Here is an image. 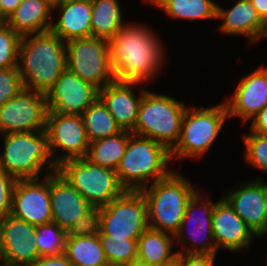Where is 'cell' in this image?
Wrapping results in <instances>:
<instances>
[{"label": "cell", "mask_w": 267, "mask_h": 266, "mask_svg": "<svg viewBox=\"0 0 267 266\" xmlns=\"http://www.w3.org/2000/svg\"><path fill=\"white\" fill-rule=\"evenodd\" d=\"M21 36L0 22V70L17 66Z\"/></svg>", "instance_id": "cell-34"}, {"label": "cell", "mask_w": 267, "mask_h": 266, "mask_svg": "<svg viewBox=\"0 0 267 266\" xmlns=\"http://www.w3.org/2000/svg\"><path fill=\"white\" fill-rule=\"evenodd\" d=\"M17 67L24 89L46 95L67 68L66 42L51 30L23 36Z\"/></svg>", "instance_id": "cell-2"}, {"label": "cell", "mask_w": 267, "mask_h": 266, "mask_svg": "<svg viewBox=\"0 0 267 266\" xmlns=\"http://www.w3.org/2000/svg\"><path fill=\"white\" fill-rule=\"evenodd\" d=\"M48 2H50L52 5H55L59 0H47Z\"/></svg>", "instance_id": "cell-46"}, {"label": "cell", "mask_w": 267, "mask_h": 266, "mask_svg": "<svg viewBox=\"0 0 267 266\" xmlns=\"http://www.w3.org/2000/svg\"><path fill=\"white\" fill-rule=\"evenodd\" d=\"M10 214L35 226L52 222L50 174L40 179L16 180Z\"/></svg>", "instance_id": "cell-17"}, {"label": "cell", "mask_w": 267, "mask_h": 266, "mask_svg": "<svg viewBox=\"0 0 267 266\" xmlns=\"http://www.w3.org/2000/svg\"><path fill=\"white\" fill-rule=\"evenodd\" d=\"M181 172L178 168L141 190L147 204L149 228L173 235L178 231L189 199L200 188Z\"/></svg>", "instance_id": "cell-6"}, {"label": "cell", "mask_w": 267, "mask_h": 266, "mask_svg": "<svg viewBox=\"0 0 267 266\" xmlns=\"http://www.w3.org/2000/svg\"><path fill=\"white\" fill-rule=\"evenodd\" d=\"M0 139V170L16 180L40 179L58 170L45 130L2 134Z\"/></svg>", "instance_id": "cell-3"}, {"label": "cell", "mask_w": 267, "mask_h": 266, "mask_svg": "<svg viewBox=\"0 0 267 266\" xmlns=\"http://www.w3.org/2000/svg\"><path fill=\"white\" fill-rule=\"evenodd\" d=\"M100 233V208L92 207L67 232L66 236H95Z\"/></svg>", "instance_id": "cell-36"}, {"label": "cell", "mask_w": 267, "mask_h": 266, "mask_svg": "<svg viewBox=\"0 0 267 266\" xmlns=\"http://www.w3.org/2000/svg\"><path fill=\"white\" fill-rule=\"evenodd\" d=\"M245 180L223 189L221 196L256 236L266 234L267 181L255 177Z\"/></svg>", "instance_id": "cell-14"}, {"label": "cell", "mask_w": 267, "mask_h": 266, "mask_svg": "<svg viewBox=\"0 0 267 266\" xmlns=\"http://www.w3.org/2000/svg\"><path fill=\"white\" fill-rule=\"evenodd\" d=\"M36 226L11 214L0 219V262L3 266H31L39 257Z\"/></svg>", "instance_id": "cell-16"}, {"label": "cell", "mask_w": 267, "mask_h": 266, "mask_svg": "<svg viewBox=\"0 0 267 266\" xmlns=\"http://www.w3.org/2000/svg\"><path fill=\"white\" fill-rule=\"evenodd\" d=\"M148 89L149 86L141 83L115 80L99 90V99L115 118L121 130L133 132L139 104Z\"/></svg>", "instance_id": "cell-21"}, {"label": "cell", "mask_w": 267, "mask_h": 266, "mask_svg": "<svg viewBox=\"0 0 267 266\" xmlns=\"http://www.w3.org/2000/svg\"><path fill=\"white\" fill-rule=\"evenodd\" d=\"M173 96L148 89L139 104L132 134L150 138L171 151L179 141L182 120L188 106L185 101Z\"/></svg>", "instance_id": "cell-7"}, {"label": "cell", "mask_w": 267, "mask_h": 266, "mask_svg": "<svg viewBox=\"0 0 267 266\" xmlns=\"http://www.w3.org/2000/svg\"><path fill=\"white\" fill-rule=\"evenodd\" d=\"M131 134L132 132L122 130L115 135L90 142L85 158L98 166L116 170Z\"/></svg>", "instance_id": "cell-28"}, {"label": "cell", "mask_w": 267, "mask_h": 266, "mask_svg": "<svg viewBox=\"0 0 267 266\" xmlns=\"http://www.w3.org/2000/svg\"><path fill=\"white\" fill-rule=\"evenodd\" d=\"M121 2L123 0H91L92 36L108 41L129 21Z\"/></svg>", "instance_id": "cell-26"}, {"label": "cell", "mask_w": 267, "mask_h": 266, "mask_svg": "<svg viewBox=\"0 0 267 266\" xmlns=\"http://www.w3.org/2000/svg\"><path fill=\"white\" fill-rule=\"evenodd\" d=\"M67 68L99 90L115 81L108 41L94 36L66 42Z\"/></svg>", "instance_id": "cell-10"}, {"label": "cell", "mask_w": 267, "mask_h": 266, "mask_svg": "<svg viewBox=\"0 0 267 266\" xmlns=\"http://www.w3.org/2000/svg\"><path fill=\"white\" fill-rule=\"evenodd\" d=\"M93 207H104L126 190L116 170L91 163L85 157L62 162L57 170Z\"/></svg>", "instance_id": "cell-8"}, {"label": "cell", "mask_w": 267, "mask_h": 266, "mask_svg": "<svg viewBox=\"0 0 267 266\" xmlns=\"http://www.w3.org/2000/svg\"><path fill=\"white\" fill-rule=\"evenodd\" d=\"M217 255L181 253V266H216Z\"/></svg>", "instance_id": "cell-38"}, {"label": "cell", "mask_w": 267, "mask_h": 266, "mask_svg": "<svg viewBox=\"0 0 267 266\" xmlns=\"http://www.w3.org/2000/svg\"><path fill=\"white\" fill-rule=\"evenodd\" d=\"M52 222L66 233L93 206L58 172L50 174Z\"/></svg>", "instance_id": "cell-22"}, {"label": "cell", "mask_w": 267, "mask_h": 266, "mask_svg": "<svg viewBox=\"0 0 267 266\" xmlns=\"http://www.w3.org/2000/svg\"><path fill=\"white\" fill-rule=\"evenodd\" d=\"M165 14L170 20H181L192 23L197 21L216 20V0H141ZM157 8V9H156Z\"/></svg>", "instance_id": "cell-25"}, {"label": "cell", "mask_w": 267, "mask_h": 266, "mask_svg": "<svg viewBox=\"0 0 267 266\" xmlns=\"http://www.w3.org/2000/svg\"><path fill=\"white\" fill-rule=\"evenodd\" d=\"M233 93L222 98L227 107L229 120L235 117L240 123H247L265 106H267V66L258 67L244 74L237 82Z\"/></svg>", "instance_id": "cell-15"}, {"label": "cell", "mask_w": 267, "mask_h": 266, "mask_svg": "<svg viewBox=\"0 0 267 266\" xmlns=\"http://www.w3.org/2000/svg\"><path fill=\"white\" fill-rule=\"evenodd\" d=\"M171 151L150 138L131 134L116 173L126 191H141L168 177L176 168Z\"/></svg>", "instance_id": "cell-5"}, {"label": "cell", "mask_w": 267, "mask_h": 266, "mask_svg": "<svg viewBox=\"0 0 267 266\" xmlns=\"http://www.w3.org/2000/svg\"><path fill=\"white\" fill-rule=\"evenodd\" d=\"M47 113L46 95L23 88L0 106V135L44 131Z\"/></svg>", "instance_id": "cell-13"}, {"label": "cell", "mask_w": 267, "mask_h": 266, "mask_svg": "<svg viewBox=\"0 0 267 266\" xmlns=\"http://www.w3.org/2000/svg\"><path fill=\"white\" fill-rule=\"evenodd\" d=\"M23 89L17 66L0 70V106L16 96Z\"/></svg>", "instance_id": "cell-35"}, {"label": "cell", "mask_w": 267, "mask_h": 266, "mask_svg": "<svg viewBox=\"0 0 267 266\" xmlns=\"http://www.w3.org/2000/svg\"><path fill=\"white\" fill-rule=\"evenodd\" d=\"M212 231L217 251L222 248V251L233 255L249 254L251 243L257 240V236L222 196L213 208Z\"/></svg>", "instance_id": "cell-20"}, {"label": "cell", "mask_w": 267, "mask_h": 266, "mask_svg": "<svg viewBox=\"0 0 267 266\" xmlns=\"http://www.w3.org/2000/svg\"><path fill=\"white\" fill-rule=\"evenodd\" d=\"M64 253L76 266H109L98 235L66 236Z\"/></svg>", "instance_id": "cell-29"}, {"label": "cell", "mask_w": 267, "mask_h": 266, "mask_svg": "<svg viewBox=\"0 0 267 266\" xmlns=\"http://www.w3.org/2000/svg\"><path fill=\"white\" fill-rule=\"evenodd\" d=\"M91 14V0H59L53 5L50 30L64 42L91 37Z\"/></svg>", "instance_id": "cell-23"}, {"label": "cell", "mask_w": 267, "mask_h": 266, "mask_svg": "<svg viewBox=\"0 0 267 266\" xmlns=\"http://www.w3.org/2000/svg\"><path fill=\"white\" fill-rule=\"evenodd\" d=\"M71 262L64 252L57 255L40 256L31 266H70Z\"/></svg>", "instance_id": "cell-40"}, {"label": "cell", "mask_w": 267, "mask_h": 266, "mask_svg": "<svg viewBox=\"0 0 267 266\" xmlns=\"http://www.w3.org/2000/svg\"><path fill=\"white\" fill-rule=\"evenodd\" d=\"M99 98V89L66 68L46 94L48 112L81 115Z\"/></svg>", "instance_id": "cell-18"}, {"label": "cell", "mask_w": 267, "mask_h": 266, "mask_svg": "<svg viewBox=\"0 0 267 266\" xmlns=\"http://www.w3.org/2000/svg\"><path fill=\"white\" fill-rule=\"evenodd\" d=\"M157 266H181V253H177L171 260L161 263Z\"/></svg>", "instance_id": "cell-43"}, {"label": "cell", "mask_w": 267, "mask_h": 266, "mask_svg": "<svg viewBox=\"0 0 267 266\" xmlns=\"http://www.w3.org/2000/svg\"><path fill=\"white\" fill-rule=\"evenodd\" d=\"M244 145L242 159L251 169L258 170L260 175L256 179H264L267 174V135L257 132H243L240 135Z\"/></svg>", "instance_id": "cell-31"}, {"label": "cell", "mask_w": 267, "mask_h": 266, "mask_svg": "<svg viewBox=\"0 0 267 266\" xmlns=\"http://www.w3.org/2000/svg\"><path fill=\"white\" fill-rule=\"evenodd\" d=\"M247 132L267 135V106L259 111L249 122Z\"/></svg>", "instance_id": "cell-39"}, {"label": "cell", "mask_w": 267, "mask_h": 266, "mask_svg": "<svg viewBox=\"0 0 267 266\" xmlns=\"http://www.w3.org/2000/svg\"><path fill=\"white\" fill-rule=\"evenodd\" d=\"M262 237H266L267 238V233L257 236V239L258 240L263 239ZM264 265L267 266V252H266V257H265V263H264Z\"/></svg>", "instance_id": "cell-45"}, {"label": "cell", "mask_w": 267, "mask_h": 266, "mask_svg": "<svg viewBox=\"0 0 267 266\" xmlns=\"http://www.w3.org/2000/svg\"><path fill=\"white\" fill-rule=\"evenodd\" d=\"M261 20L267 25V0H250Z\"/></svg>", "instance_id": "cell-42"}, {"label": "cell", "mask_w": 267, "mask_h": 266, "mask_svg": "<svg viewBox=\"0 0 267 266\" xmlns=\"http://www.w3.org/2000/svg\"><path fill=\"white\" fill-rule=\"evenodd\" d=\"M67 233L56 223L36 226L35 243L40 256L57 255L64 252Z\"/></svg>", "instance_id": "cell-33"}, {"label": "cell", "mask_w": 267, "mask_h": 266, "mask_svg": "<svg viewBox=\"0 0 267 266\" xmlns=\"http://www.w3.org/2000/svg\"><path fill=\"white\" fill-rule=\"evenodd\" d=\"M45 132L55 162L84 158L90 142L81 115L48 112Z\"/></svg>", "instance_id": "cell-12"}, {"label": "cell", "mask_w": 267, "mask_h": 266, "mask_svg": "<svg viewBox=\"0 0 267 266\" xmlns=\"http://www.w3.org/2000/svg\"><path fill=\"white\" fill-rule=\"evenodd\" d=\"M216 104L190 105L185 110L182 120L181 135L178 143L171 150V159L176 163L201 161L211 152L212 146L220 139V133L229 121L227 107L223 100ZM226 123V124H225Z\"/></svg>", "instance_id": "cell-4"}, {"label": "cell", "mask_w": 267, "mask_h": 266, "mask_svg": "<svg viewBox=\"0 0 267 266\" xmlns=\"http://www.w3.org/2000/svg\"><path fill=\"white\" fill-rule=\"evenodd\" d=\"M202 192L203 189H198L186 205L182 223L174 235L177 253L218 254L212 231V214L217 201Z\"/></svg>", "instance_id": "cell-9"}, {"label": "cell", "mask_w": 267, "mask_h": 266, "mask_svg": "<svg viewBox=\"0 0 267 266\" xmlns=\"http://www.w3.org/2000/svg\"><path fill=\"white\" fill-rule=\"evenodd\" d=\"M122 266H153V265L148 264V263L141 261L139 259H135V260H132L129 263H126Z\"/></svg>", "instance_id": "cell-44"}, {"label": "cell", "mask_w": 267, "mask_h": 266, "mask_svg": "<svg viewBox=\"0 0 267 266\" xmlns=\"http://www.w3.org/2000/svg\"><path fill=\"white\" fill-rule=\"evenodd\" d=\"M140 21L129 19L108 40L109 56L115 80L141 83L152 88L154 81L158 77L161 80L160 76L167 68L168 49L163 35L161 37L149 26L151 23Z\"/></svg>", "instance_id": "cell-1"}, {"label": "cell", "mask_w": 267, "mask_h": 266, "mask_svg": "<svg viewBox=\"0 0 267 266\" xmlns=\"http://www.w3.org/2000/svg\"><path fill=\"white\" fill-rule=\"evenodd\" d=\"M22 0H0V22H5Z\"/></svg>", "instance_id": "cell-41"}, {"label": "cell", "mask_w": 267, "mask_h": 266, "mask_svg": "<svg viewBox=\"0 0 267 266\" xmlns=\"http://www.w3.org/2000/svg\"><path fill=\"white\" fill-rule=\"evenodd\" d=\"M53 5L47 0H22L5 23L21 37L49 31Z\"/></svg>", "instance_id": "cell-24"}, {"label": "cell", "mask_w": 267, "mask_h": 266, "mask_svg": "<svg viewBox=\"0 0 267 266\" xmlns=\"http://www.w3.org/2000/svg\"><path fill=\"white\" fill-rule=\"evenodd\" d=\"M81 116L89 142L106 138L122 131L115 118L99 98Z\"/></svg>", "instance_id": "cell-30"}, {"label": "cell", "mask_w": 267, "mask_h": 266, "mask_svg": "<svg viewBox=\"0 0 267 266\" xmlns=\"http://www.w3.org/2000/svg\"><path fill=\"white\" fill-rule=\"evenodd\" d=\"M234 2L229 8L217 3L216 20L221 22L217 25L218 32L227 37H243L247 47H254L263 40L267 41V25L261 20L250 0Z\"/></svg>", "instance_id": "cell-19"}, {"label": "cell", "mask_w": 267, "mask_h": 266, "mask_svg": "<svg viewBox=\"0 0 267 266\" xmlns=\"http://www.w3.org/2000/svg\"><path fill=\"white\" fill-rule=\"evenodd\" d=\"M176 255L173 234L148 227L137 240V259L153 266L167 262Z\"/></svg>", "instance_id": "cell-27"}, {"label": "cell", "mask_w": 267, "mask_h": 266, "mask_svg": "<svg viewBox=\"0 0 267 266\" xmlns=\"http://www.w3.org/2000/svg\"><path fill=\"white\" fill-rule=\"evenodd\" d=\"M109 266H122L137 259V240L98 235Z\"/></svg>", "instance_id": "cell-32"}, {"label": "cell", "mask_w": 267, "mask_h": 266, "mask_svg": "<svg viewBox=\"0 0 267 266\" xmlns=\"http://www.w3.org/2000/svg\"><path fill=\"white\" fill-rule=\"evenodd\" d=\"M148 227L147 204L141 191H125L100 208L98 235L138 239Z\"/></svg>", "instance_id": "cell-11"}, {"label": "cell", "mask_w": 267, "mask_h": 266, "mask_svg": "<svg viewBox=\"0 0 267 266\" xmlns=\"http://www.w3.org/2000/svg\"><path fill=\"white\" fill-rule=\"evenodd\" d=\"M16 179L0 170V219L11 213L12 196Z\"/></svg>", "instance_id": "cell-37"}]
</instances>
